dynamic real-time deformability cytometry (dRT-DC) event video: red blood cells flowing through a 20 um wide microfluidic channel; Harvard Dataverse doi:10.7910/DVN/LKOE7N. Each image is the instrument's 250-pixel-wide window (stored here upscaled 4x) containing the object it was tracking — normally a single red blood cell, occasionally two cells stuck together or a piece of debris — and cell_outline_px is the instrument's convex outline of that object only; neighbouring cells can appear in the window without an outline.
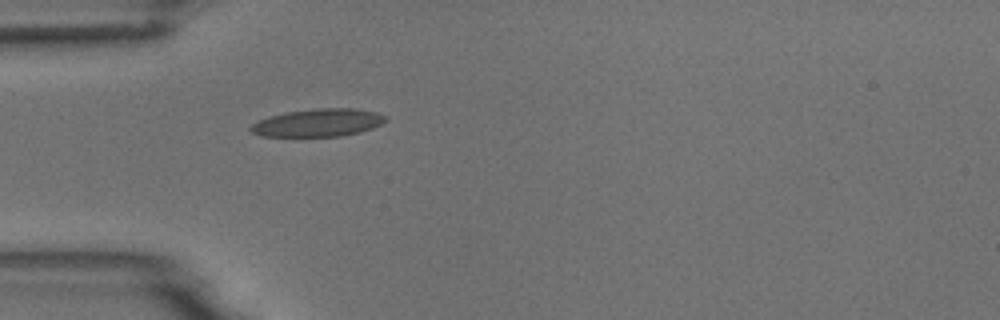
{"species": "common noctule bat (a hibernating species)", "species_latin": "Nyctalus noctula", "temperature_condition": "room temperature", "stored_images_in_passage": 1, "camera_frame_rate_fps": 3000, "um_per_image_px": 0.085, "animal": {"sex": "male", "body_mass_g": 18.8}, "frame": {"image": 1, "passage_image": 1, "time_ms": 0.0, "image_size_px": [1000, 320], "cell_outline_px": [[388, 120], [372, 128], [360, 132], [340, 136], [260, 136], [252, 132], [248, 128], [252, 124], [260, 120], [272, 116], [288, 112], [316, 108], [356, 108], [376, 112], [388, 116]], "centroid_in_image_um": [27.09, 10.43], "position_along_channel_um": 57.9, "area_um2": 21.73}}